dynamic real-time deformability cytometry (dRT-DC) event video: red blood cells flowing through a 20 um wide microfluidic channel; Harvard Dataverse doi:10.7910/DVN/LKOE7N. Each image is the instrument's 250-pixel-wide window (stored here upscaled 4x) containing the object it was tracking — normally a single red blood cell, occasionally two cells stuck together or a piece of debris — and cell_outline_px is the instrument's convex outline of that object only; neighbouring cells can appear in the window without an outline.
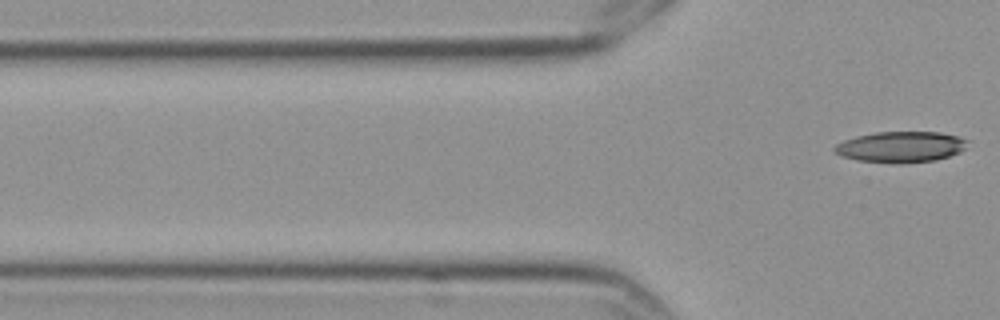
{"species": "Egyptian fruit bat (a non-hibernating species)", "species_latin": "Rousettus aegyptiacus", "temperature_condition": "cold", "stored_images_in_passage": 8, "segment_of_instrument_passage": [2, 2], "camera_frame_rate_fps": 3000, "um_per_image_px": 0.085, "frame": {"image": 1, "passage_image": 8, "time_ms": 2.333, "image_size_px": [1000, 320], "cell_outline_px": [[968, 148], [960, 152], [936, 160], [900, 164], [856, 160], [844, 156], [836, 152], [832, 148], [836, 144], [844, 140], [856, 136], [876, 132], [940, 132], [956, 136], [968, 140]], "centroid_in_image_um": [76.6, 12.49], "position_along_channel_um": 49.2, "area_um2": 24.04}}